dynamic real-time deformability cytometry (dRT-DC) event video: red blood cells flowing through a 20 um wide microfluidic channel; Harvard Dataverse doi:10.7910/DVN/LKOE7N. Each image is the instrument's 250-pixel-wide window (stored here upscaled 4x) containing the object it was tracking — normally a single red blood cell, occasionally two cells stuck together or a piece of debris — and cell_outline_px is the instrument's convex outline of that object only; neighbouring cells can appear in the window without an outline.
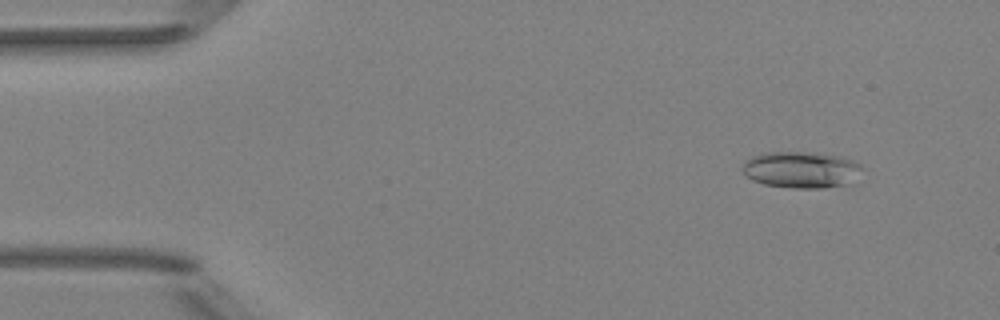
{"species": "Egyptian fruit bat (a non-hibernating species)", "species_latin": "Rousettus aegyptiacus", "temperature_condition": "room temperature", "stored_images_in_passage": 51, "camera_frame_rate_fps": 3000, "um_per_image_px": 0.085, "animal": {"sex": "female"}, "frame": {"image": 1, "passage_image": 5, "time_ms": 1.333, "image_size_px": [1000, 320], "cell_outline_px": [[864, 168], [848, 184], [824, 188], [792, 188], [764, 184], [752, 180], [744, 172], [744, 164], [752, 156], [764, 152], [804, 152], [840, 156], [852, 160], [860, 164]], "centroid_in_image_um": [68.12, 14.43], "position_along_channel_um": 16.9, "area_um2": 25.2}}
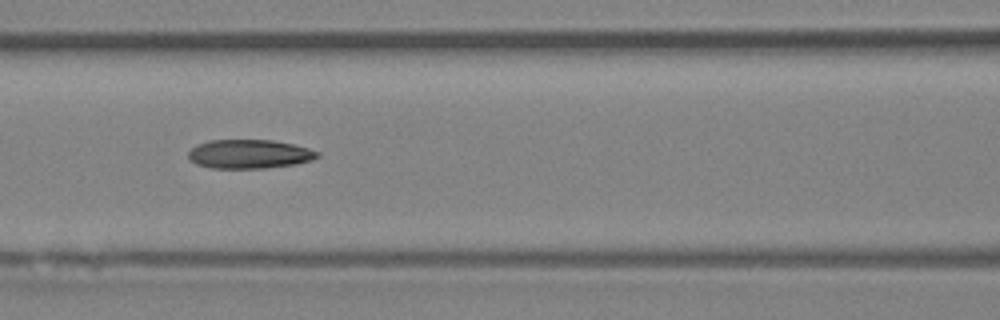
{"frame": {"image": 2, "passage_image": 22, "time_ms": 7.0, "image_size_px": [1000, 320], "cell_outline_px": [[320, 156], [312, 160], [296, 164], [264, 168], [212, 168], [196, 164], [188, 160], [188, 152], [196, 144], [208, 140], [272, 140], [292, 144], [308, 148], [320, 152]], "centroid_in_image_um": [21.17, 13.09], "position_along_channel_um": 145.4, "area_um2": 21.91}}
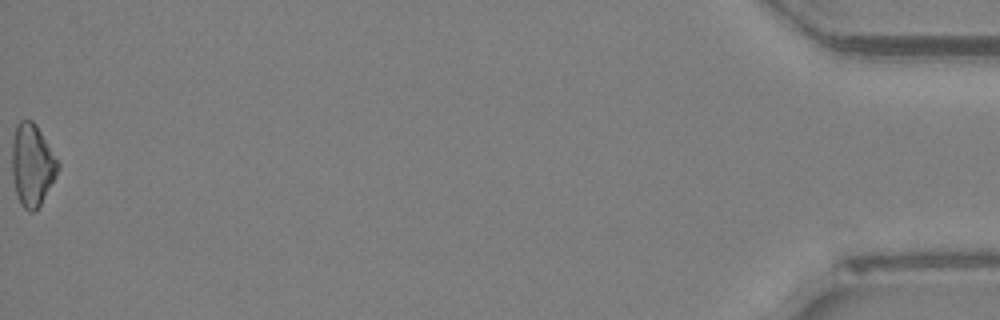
{"frame": {"image": 3, "passage_image": 51, "time_ms": 16.667, "image_size_px": [1000, 320], "cell_outline_px": [[60, 168], [56, 176], [40, 204], [32, 212], [28, 212], [20, 204], [16, 192], [12, 176], [12, 140], [16, 124], [20, 120], [32, 120], [36, 124], [60, 164]], "centroid_in_image_um": [2.72, 14.0], "position_along_channel_um": 432.5, "area_um2": 21.91}, "authors_computed_cell_mechanics": {"area_um2": 22.0796, "velocity_mm_per_s": 4.0461, "shape_relaxation_time_tau1_ms": null, "shape_relaxation_time_tau2_ms": 7.259, "deformation_change_tau1": null, "deformation_change_tau2": 0.181}}